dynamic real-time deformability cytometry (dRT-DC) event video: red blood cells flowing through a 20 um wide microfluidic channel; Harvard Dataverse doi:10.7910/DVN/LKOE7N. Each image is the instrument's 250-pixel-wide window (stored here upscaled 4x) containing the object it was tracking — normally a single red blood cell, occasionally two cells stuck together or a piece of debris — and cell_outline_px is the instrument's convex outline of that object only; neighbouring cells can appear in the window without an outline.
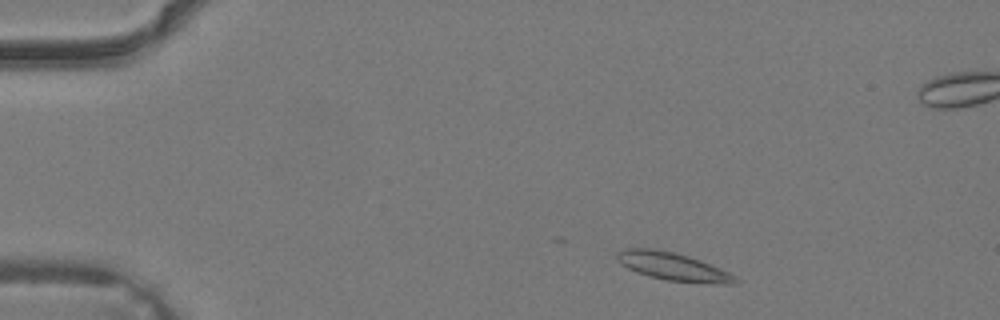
{"species": "common noctule bat (a hibernating species)", "species_latin": "Nyctalus noctula", "temperature_condition": "warm", "stored_images_in_passage": 16, "camera_frame_rate_fps": 3000, "um_per_image_px": 0.085, "animal": {"sex": "male", "body_mass_g": 19.2, "forearm_length_mm": 51.8}, "frame": {"image": 1, "passage_image": 3, "time_ms": 0.667, "image_size_px": [1000, 320], "cell_outline_px": [[740, 280], [736, 284], [724, 284], [668, 280], [636, 272], [628, 268], [616, 260], [616, 252], [624, 248], [652, 248], [672, 252], [688, 256], [700, 260], [720, 268], [736, 276]], "centroid_in_image_um": [57.2, 22.64], "position_along_channel_um": 27.8, "area_um2": 19.07}}
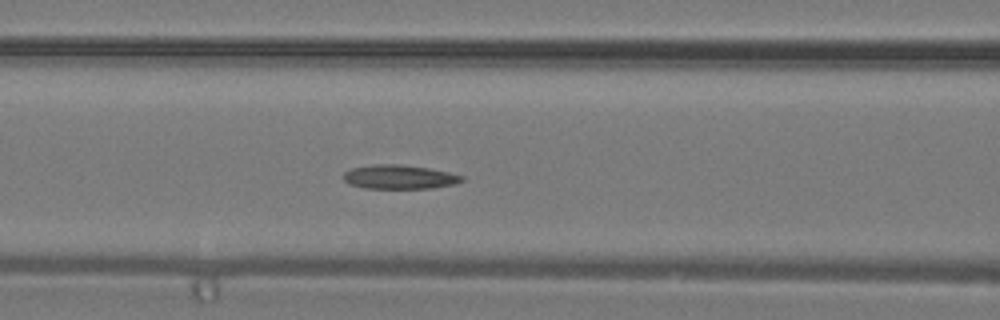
{"frame": {"image": 2, "passage_image": 13, "time_ms": 4.0, "image_size_px": [1000, 320], "cell_outline_px": [[464, 180], [456, 184], [432, 188], [364, 188], [348, 184], [344, 180], [344, 172], [352, 168], [372, 164], [400, 164], [428, 168], [448, 172], [464, 176]], "centroid_in_image_um": [33.94, 15.04], "position_along_channel_um": 132.7, "area_um2": 16.65}}
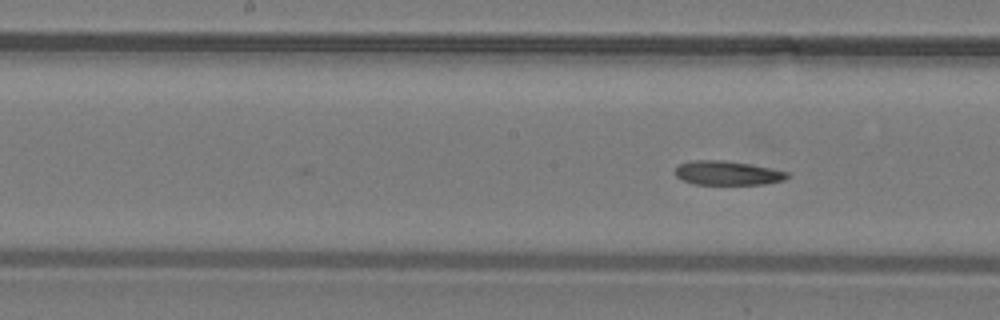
{"frame": {"image": 3, "passage_image": 16, "time_ms": 5.0, "image_size_px": [1000, 320], "cell_outline_px": [[788, 176], [784, 180], [764, 184], [692, 184], [676, 176], [676, 168], [680, 164], [692, 160], [724, 160], [748, 164], [788, 172]], "centroid_in_image_um": [61.81, 14.71], "position_along_channel_um": 186.4, "area_um2": 15.49}}